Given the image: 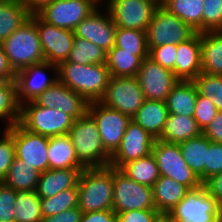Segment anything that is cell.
Here are the masks:
<instances>
[{"instance_id": "57", "label": "cell", "mask_w": 222, "mask_h": 222, "mask_svg": "<svg viewBox=\"0 0 222 222\" xmlns=\"http://www.w3.org/2000/svg\"><path fill=\"white\" fill-rule=\"evenodd\" d=\"M155 2L158 6H162L165 0H152Z\"/></svg>"}, {"instance_id": "8", "label": "cell", "mask_w": 222, "mask_h": 222, "mask_svg": "<svg viewBox=\"0 0 222 222\" xmlns=\"http://www.w3.org/2000/svg\"><path fill=\"white\" fill-rule=\"evenodd\" d=\"M196 31L163 6H158L146 30L147 46L176 44L191 38Z\"/></svg>"}, {"instance_id": "53", "label": "cell", "mask_w": 222, "mask_h": 222, "mask_svg": "<svg viewBox=\"0 0 222 222\" xmlns=\"http://www.w3.org/2000/svg\"><path fill=\"white\" fill-rule=\"evenodd\" d=\"M20 1L26 7L28 12L32 15V14H38L53 0H20Z\"/></svg>"}, {"instance_id": "35", "label": "cell", "mask_w": 222, "mask_h": 222, "mask_svg": "<svg viewBox=\"0 0 222 222\" xmlns=\"http://www.w3.org/2000/svg\"><path fill=\"white\" fill-rule=\"evenodd\" d=\"M120 170L130 179L151 188L160 177L159 168L152 153L124 164Z\"/></svg>"}, {"instance_id": "21", "label": "cell", "mask_w": 222, "mask_h": 222, "mask_svg": "<svg viewBox=\"0 0 222 222\" xmlns=\"http://www.w3.org/2000/svg\"><path fill=\"white\" fill-rule=\"evenodd\" d=\"M202 72L201 33L177 45L175 76L182 81H193Z\"/></svg>"}, {"instance_id": "54", "label": "cell", "mask_w": 222, "mask_h": 222, "mask_svg": "<svg viewBox=\"0 0 222 222\" xmlns=\"http://www.w3.org/2000/svg\"><path fill=\"white\" fill-rule=\"evenodd\" d=\"M217 222H222V200L217 203Z\"/></svg>"}, {"instance_id": "27", "label": "cell", "mask_w": 222, "mask_h": 222, "mask_svg": "<svg viewBox=\"0 0 222 222\" xmlns=\"http://www.w3.org/2000/svg\"><path fill=\"white\" fill-rule=\"evenodd\" d=\"M202 134L194 117L168 114L162 135L159 140L178 144Z\"/></svg>"}, {"instance_id": "14", "label": "cell", "mask_w": 222, "mask_h": 222, "mask_svg": "<svg viewBox=\"0 0 222 222\" xmlns=\"http://www.w3.org/2000/svg\"><path fill=\"white\" fill-rule=\"evenodd\" d=\"M15 80L18 101L22 105L34 101L45 89L58 81V67L47 61L34 64L18 71Z\"/></svg>"}, {"instance_id": "37", "label": "cell", "mask_w": 222, "mask_h": 222, "mask_svg": "<svg viewBox=\"0 0 222 222\" xmlns=\"http://www.w3.org/2000/svg\"><path fill=\"white\" fill-rule=\"evenodd\" d=\"M106 55V51L91 41L75 37L68 59L64 62H74L80 65L106 64Z\"/></svg>"}, {"instance_id": "32", "label": "cell", "mask_w": 222, "mask_h": 222, "mask_svg": "<svg viewBox=\"0 0 222 222\" xmlns=\"http://www.w3.org/2000/svg\"><path fill=\"white\" fill-rule=\"evenodd\" d=\"M40 172L15 158L2 182L15 191H36Z\"/></svg>"}, {"instance_id": "9", "label": "cell", "mask_w": 222, "mask_h": 222, "mask_svg": "<svg viewBox=\"0 0 222 222\" xmlns=\"http://www.w3.org/2000/svg\"><path fill=\"white\" fill-rule=\"evenodd\" d=\"M144 100V93L136 77H111L99 102L133 118Z\"/></svg>"}, {"instance_id": "59", "label": "cell", "mask_w": 222, "mask_h": 222, "mask_svg": "<svg viewBox=\"0 0 222 222\" xmlns=\"http://www.w3.org/2000/svg\"><path fill=\"white\" fill-rule=\"evenodd\" d=\"M168 222H174L173 220H171L170 218H169V216H168Z\"/></svg>"}, {"instance_id": "26", "label": "cell", "mask_w": 222, "mask_h": 222, "mask_svg": "<svg viewBox=\"0 0 222 222\" xmlns=\"http://www.w3.org/2000/svg\"><path fill=\"white\" fill-rule=\"evenodd\" d=\"M48 161L49 169L84 168L68 134L49 137Z\"/></svg>"}, {"instance_id": "48", "label": "cell", "mask_w": 222, "mask_h": 222, "mask_svg": "<svg viewBox=\"0 0 222 222\" xmlns=\"http://www.w3.org/2000/svg\"><path fill=\"white\" fill-rule=\"evenodd\" d=\"M83 212L79 207L62 211L57 215L43 217L40 222H81Z\"/></svg>"}, {"instance_id": "25", "label": "cell", "mask_w": 222, "mask_h": 222, "mask_svg": "<svg viewBox=\"0 0 222 222\" xmlns=\"http://www.w3.org/2000/svg\"><path fill=\"white\" fill-rule=\"evenodd\" d=\"M197 95L193 81L179 80L165 101L168 113L193 117Z\"/></svg>"}, {"instance_id": "49", "label": "cell", "mask_w": 222, "mask_h": 222, "mask_svg": "<svg viewBox=\"0 0 222 222\" xmlns=\"http://www.w3.org/2000/svg\"><path fill=\"white\" fill-rule=\"evenodd\" d=\"M202 133L214 143H222V112L219 111Z\"/></svg>"}, {"instance_id": "19", "label": "cell", "mask_w": 222, "mask_h": 222, "mask_svg": "<svg viewBox=\"0 0 222 222\" xmlns=\"http://www.w3.org/2000/svg\"><path fill=\"white\" fill-rule=\"evenodd\" d=\"M156 138L134 121L128 125L117 150L110 157V166L120 169L124 164L152 153Z\"/></svg>"}, {"instance_id": "29", "label": "cell", "mask_w": 222, "mask_h": 222, "mask_svg": "<svg viewBox=\"0 0 222 222\" xmlns=\"http://www.w3.org/2000/svg\"><path fill=\"white\" fill-rule=\"evenodd\" d=\"M142 61L135 52L124 51L115 45L106 55V66L111 77H136Z\"/></svg>"}, {"instance_id": "3", "label": "cell", "mask_w": 222, "mask_h": 222, "mask_svg": "<svg viewBox=\"0 0 222 222\" xmlns=\"http://www.w3.org/2000/svg\"><path fill=\"white\" fill-rule=\"evenodd\" d=\"M68 135L84 168L110 166L111 155L105 150L97 123L88 112L74 120Z\"/></svg>"}, {"instance_id": "51", "label": "cell", "mask_w": 222, "mask_h": 222, "mask_svg": "<svg viewBox=\"0 0 222 222\" xmlns=\"http://www.w3.org/2000/svg\"><path fill=\"white\" fill-rule=\"evenodd\" d=\"M81 222H117V217L113 210H102L83 213Z\"/></svg>"}, {"instance_id": "33", "label": "cell", "mask_w": 222, "mask_h": 222, "mask_svg": "<svg viewBox=\"0 0 222 222\" xmlns=\"http://www.w3.org/2000/svg\"><path fill=\"white\" fill-rule=\"evenodd\" d=\"M30 16L20 0L0 2V42L21 27Z\"/></svg>"}, {"instance_id": "18", "label": "cell", "mask_w": 222, "mask_h": 222, "mask_svg": "<svg viewBox=\"0 0 222 222\" xmlns=\"http://www.w3.org/2000/svg\"><path fill=\"white\" fill-rule=\"evenodd\" d=\"M116 29L108 9L103 6L97 7L83 19L74 29V35L108 52L115 45Z\"/></svg>"}, {"instance_id": "2", "label": "cell", "mask_w": 222, "mask_h": 222, "mask_svg": "<svg viewBox=\"0 0 222 222\" xmlns=\"http://www.w3.org/2000/svg\"><path fill=\"white\" fill-rule=\"evenodd\" d=\"M83 213L112 210L113 167L84 168L77 183Z\"/></svg>"}, {"instance_id": "12", "label": "cell", "mask_w": 222, "mask_h": 222, "mask_svg": "<svg viewBox=\"0 0 222 222\" xmlns=\"http://www.w3.org/2000/svg\"><path fill=\"white\" fill-rule=\"evenodd\" d=\"M88 113L97 123L105 150L112 155L120 145L132 118L100 102L89 103Z\"/></svg>"}, {"instance_id": "15", "label": "cell", "mask_w": 222, "mask_h": 222, "mask_svg": "<svg viewBox=\"0 0 222 222\" xmlns=\"http://www.w3.org/2000/svg\"><path fill=\"white\" fill-rule=\"evenodd\" d=\"M105 7L116 27L146 31L158 5L152 0H110Z\"/></svg>"}, {"instance_id": "11", "label": "cell", "mask_w": 222, "mask_h": 222, "mask_svg": "<svg viewBox=\"0 0 222 222\" xmlns=\"http://www.w3.org/2000/svg\"><path fill=\"white\" fill-rule=\"evenodd\" d=\"M168 216L174 222H217V203L202 185L190 190Z\"/></svg>"}, {"instance_id": "16", "label": "cell", "mask_w": 222, "mask_h": 222, "mask_svg": "<svg viewBox=\"0 0 222 222\" xmlns=\"http://www.w3.org/2000/svg\"><path fill=\"white\" fill-rule=\"evenodd\" d=\"M136 78L145 99L166 101L173 87L179 82L174 73L154 62L151 58L143 59Z\"/></svg>"}, {"instance_id": "13", "label": "cell", "mask_w": 222, "mask_h": 222, "mask_svg": "<svg viewBox=\"0 0 222 222\" xmlns=\"http://www.w3.org/2000/svg\"><path fill=\"white\" fill-rule=\"evenodd\" d=\"M30 19L37 26L45 61L57 66L66 61L73 47L74 31L51 25L38 14H32Z\"/></svg>"}, {"instance_id": "56", "label": "cell", "mask_w": 222, "mask_h": 222, "mask_svg": "<svg viewBox=\"0 0 222 222\" xmlns=\"http://www.w3.org/2000/svg\"><path fill=\"white\" fill-rule=\"evenodd\" d=\"M155 222H168V215H160Z\"/></svg>"}, {"instance_id": "36", "label": "cell", "mask_w": 222, "mask_h": 222, "mask_svg": "<svg viewBox=\"0 0 222 222\" xmlns=\"http://www.w3.org/2000/svg\"><path fill=\"white\" fill-rule=\"evenodd\" d=\"M43 219L41 197L36 191H16L14 222H40Z\"/></svg>"}, {"instance_id": "55", "label": "cell", "mask_w": 222, "mask_h": 222, "mask_svg": "<svg viewBox=\"0 0 222 222\" xmlns=\"http://www.w3.org/2000/svg\"><path fill=\"white\" fill-rule=\"evenodd\" d=\"M97 7H105L110 0H91ZM104 3V4H103Z\"/></svg>"}, {"instance_id": "30", "label": "cell", "mask_w": 222, "mask_h": 222, "mask_svg": "<svg viewBox=\"0 0 222 222\" xmlns=\"http://www.w3.org/2000/svg\"><path fill=\"white\" fill-rule=\"evenodd\" d=\"M184 161L205 182V164L208 152V138L201 135L178 143Z\"/></svg>"}, {"instance_id": "34", "label": "cell", "mask_w": 222, "mask_h": 222, "mask_svg": "<svg viewBox=\"0 0 222 222\" xmlns=\"http://www.w3.org/2000/svg\"><path fill=\"white\" fill-rule=\"evenodd\" d=\"M162 6L196 32L202 33L204 0H165Z\"/></svg>"}, {"instance_id": "22", "label": "cell", "mask_w": 222, "mask_h": 222, "mask_svg": "<svg viewBox=\"0 0 222 222\" xmlns=\"http://www.w3.org/2000/svg\"><path fill=\"white\" fill-rule=\"evenodd\" d=\"M84 168L48 169L40 174L36 192L41 198L52 197L62 190L74 188Z\"/></svg>"}, {"instance_id": "24", "label": "cell", "mask_w": 222, "mask_h": 222, "mask_svg": "<svg viewBox=\"0 0 222 222\" xmlns=\"http://www.w3.org/2000/svg\"><path fill=\"white\" fill-rule=\"evenodd\" d=\"M168 114L165 101L145 99L143 105L132 118V121L149 132L154 138L159 139L162 135Z\"/></svg>"}, {"instance_id": "44", "label": "cell", "mask_w": 222, "mask_h": 222, "mask_svg": "<svg viewBox=\"0 0 222 222\" xmlns=\"http://www.w3.org/2000/svg\"><path fill=\"white\" fill-rule=\"evenodd\" d=\"M218 112L212 101L200 94L197 95L193 117L202 131L207 128Z\"/></svg>"}, {"instance_id": "42", "label": "cell", "mask_w": 222, "mask_h": 222, "mask_svg": "<svg viewBox=\"0 0 222 222\" xmlns=\"http://www.w3.org/2000/svg\"><path fill=\"white\" fill-rule=\"evenodd\" d=\"M0 182L7 176L15 159V148L12 135L0 126Z\"/></svg>"}, {"instance_id": "38", "label": "cell", "mask_w": 222, "mask_h": 222, "mask_svg": "<svg viewBox=\"0 0 222 222\" xmlns=\"http://www.w3.org/2000/svg\"><path fill=\"white\" fill-rule=\"evenodd\" d=\"M115 46L124 51L135 52L142 60L149 57L146 31L118 28L115 33Z\"/></svg>"}, {"instance_id": "47", "label": "cell", "mask_w": 222, "mask_h": 222, "mask_svg": "<svg viewBox=\"0 0 222 222\" xmlns=\"http://www.w3.org/2000/svg\"><path fill=\"white\" fill-rule=\"evenodd\" d=\"M161 214L156 209L131 210L117 213V222H155Z\"/></svg>"}, {"instance_id": "40", "label": "cell", "mask_w": 222, "mask_h": 222, "mask_svg": "<svg viewBox=\"0 0 222 222\" xmlns=\"http://www.w3.org/2000/svg\"><path fill=\"white\" fill-rule=\"evenodd\" d=\"M193 82L198 94L207 97L222 112V75L201 72Z\"/></svg>"}, {"instance_id": "20", "label": "cell", "mask_w": 222, "mask_h": 222, "mask_svg": "<svg viewBox=\"0 0 222 222\" xmlns=\"http://www.w3.org/2000/svg\"><path fill=\"white\" fill-rule=\"evenodd\" d=\"M34 102L41 107L59 109L74 120L84 116L88 112L89 106V103L80 94L59 80L45 89Z\"/></svg>"}, {"instance_id": "1", "label": "cell", "mask_w": 222, "mask_h": 222, "mask_svg": "<svg viewBox=\"0 0 222 222\" xmlns=\"http://www.w3.org/2000/svg\"><path fill=\"white\" fill-rule=\"evenodd\" d=\"M57 67L58 80L80 94L88 103L101 100L111 78L106 64L62 62Z\"/></svg>"}, {"instance_id": "46", "label": "cell", "mask_w": 222, "mask_h": 222, "mask_svg": "<svg viewBox=\"0 0 222 222\" xmlns=\"http://www.w3.org/2000/svg\"><path fill=\"white\" fill-rule=\"evenodd\" d=\"M222 172V143H214L208 139V152L205 164V181L212 175Z\"/></svg>"}, {"instance_id": "52", "label": "cell", "mask_w": 222, "mask_h": 222, "mask_svg": "<svg viewBox=\"0 0 222 222\" xmlns=\"http://www.w3.org/2000/svg\"><path fill=\"white\" fill-rule=\"evenodd\" d=\"M16 73L8 62L2 42H0V80H15Z\"/></svg>"}, {"instance_id": "23", "label": "cell", "mask_w": 222, "mask_h": 222, "mask_svg": "<svg viewBox=\"0 0 222 222\" xmlns=\"http://www.w3.org/2000/svg\"><path fill=\"white\" fill-rule=\"evenodd\" d=\"M190 189L168 176H160L152 186L156 210L168 215L171 210L186 196Z\"/></svg>"}, {"instance_id": "50", "label": "cell", "mask_w": 222, "mask_h": 222, "mask_svg": "<svg viewBox=\"0 0 222 222\" xmlns=\"http://www.w3.org/2000/svg\"><path fill=\"white\" fill-rule=\"evenodd\" d=\"M203 185L208 193L215 199L216 203L222 200V172L212 175Z\"/></svg>"}, {"instance_id": "58", "label": "cell", "mask_w": 222, "mask_h": 222, "mask_svg": "<svg viewBox=\"0 0 222 222\" xmlns=\"http://www.w3.org/2000/svg\"><path fill=\"white\" fill-rule=\"evenodd\" d=\"M10 1H15V0H0V2H10Z\"/></svg>"}, {"instance_id": "43", "label": "cell", "mask_w": 222, "mask_h": 222, "mask_svg": "<svg viewBox=\"0 0 222 222\" xmlns=\"http://www.w3.org/2000/svg\"><path fill=\"white\" fill-rule=\"evenodd\" d=\"M149 58L164 68L171 70L175 75V63L177 58V45L166 44L156 47H148Z\"/></svg>"}, {"instance_id": "17", "label": "cell", "mask_w": 222, "mask_h": 222, "mask_svg": "<svg viewBox=\"0 0 222 222\" xmlns=\"http://www.w3.org/2000/svg\"><path fill=\"white\" fill-rule=\"evenodd\" d=\"M96 8L91 0H53L38 15L51 25L74 31Z\"/></svg>"}, {"instance_id": "41", "label": "cell", "mask_w": 222, "mask_h": 222, "mask_svg": "<svg viewBox=\"0 0 222 222\" xmlns=\"http://www.w3.org/2000/svg\"><path fill=\"white\" fill-rule=\"evenodd\" d=\"M222 31V0H204L202 33Z\"/></svg>"}, {"instance_id": "28", "label": "cell", "mask_w": 222, "mask_h": 222, "mask_svg": "<svg viewBox=\"0 0 222 222\" xmlns=\"http://www.w3.org/2000/svg\"><path fill=\"white\" fill-rule=\"evenodd\" d=\"M202 72L222 75V31L201 33Z\"/></svg>"}, {"instance_id": "6", "label": "cell", "mask_w": 222, "mask_h": 222, "mask_svg": "<svg viewBox=\"0 0 222 222\" xmlns=\"http://www.w3.org/2000/svg\"><path fill=\"white\" fill-rule=\"evenodd\" d=\"M152 154L159 168L160 176H168L187 186L190 190L203 185L198 175L184 161L178 144L156 139Z\"/></svg>"}, {"instance_id": "10", "label": "cell", "mask_w": 222, "mask_h": 222, "mask_svg": "<svg viewBox=\"0 0 222 222\" xmlns=\"http://www.w3.org/2000/svg\"><path fill=\"white\" fill-rule=\"evenodd\" d=\"M13 137L15 158L33 166L40 173L49 169V137L29 132L19 123L6 129Z\"/></svg>"}, {"instance_id": "5", "label": "cell", "mask_w": 222, "mask_h": 222, "mask_svg": "<svg viewBox=\"0 0 222 222\" xmlns=\"http://www.w3.org/2000/svg\"><path fill=\"white\" fill-rule=\"evenodd\" d=\"M74 119L54 108H45L29 101L21 105L19 124L29 132L52 137L67 135Z\"/></svg>"}, {"instance_id": "39", "label": "cell", "mask_w": 222, "mask_h": 222, "mask_svg": "<svg viewBox=\"0 0 222 222\" xmlns=\"http://www.w3.org/2000/svg\"><path fill=\"white\" fill-rule=\"evenodd\" d=\"M79 206V193L77 185L74 188L62 190L58 194L41 198V210L43 217H50Z\"/></svg>"}, {"instance_id": "45", "label": "cell", "mask_w": 222, "mask_h": 222, "mask_svg": "<svg viewBox=\"0 0 222 222\" xmlns=\"http://www.w3.org/2000/svg\"><path fill=\"white\" fill-rule=\"evenodd\" d=\"M16 191L0 182V221L14 222Z\"/></svg>"}, {"instance_id": "4", "label": "cell", "mask_w": 222, "mask_h": 222, "mask_svg": "<svg viewBox=\"0 0 222 222\" xmlns=\"http://www.w3.org/2000/svg\"><path fill=\"white\" fill-rule=\"evenodd\" d=\"M2 45L15 73L45 61L37 26L30 18L6 38Z\"/></svg>"}, {"instance_id": "7", "label": "cell", "mask_w": 222, "mask_h": 222, "mask_svg": "<svg viewBox=\"0 0 222 222\" xmlns=\"http://www.w3.org/2000/svg\"><path fill=\"white\" fill-rule=\"evenodd\" d=\"M156 209L152 188L130 179L120 169L113 168L112 210L124 211Z\"/></svg>"}, {"instance_id": "31", "label": "cell", "mask_w": 222, "mask_h": 222, "mask_svg": "<svg viewBox=\"0 0 222 222\" xmlns=\"http://www.w3.org/2000/svg\"><path fill=\"white\" fill-rule=\"evenodd\" d=\"M20 109L16 80H0V123H3V129L19 123Z\"/></svg>"}]
</instances>
